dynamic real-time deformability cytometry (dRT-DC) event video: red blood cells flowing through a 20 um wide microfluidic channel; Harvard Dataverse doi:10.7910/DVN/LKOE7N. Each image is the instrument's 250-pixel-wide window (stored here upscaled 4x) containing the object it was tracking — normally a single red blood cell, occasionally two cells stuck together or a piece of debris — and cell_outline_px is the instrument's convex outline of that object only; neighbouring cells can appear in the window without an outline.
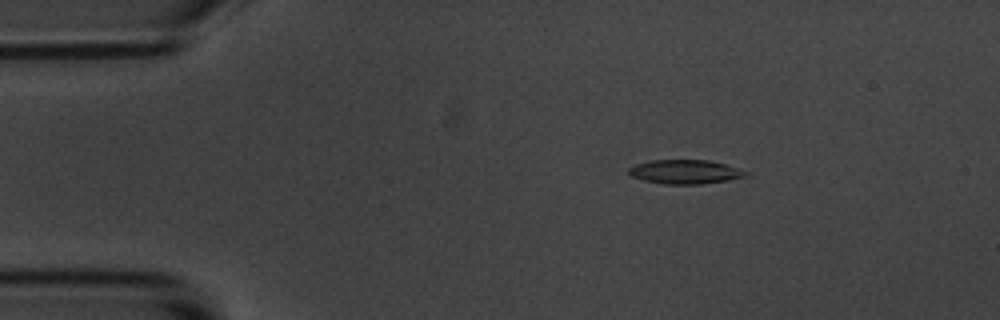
{"species": "common noctule bat (a hibernating species)", "species_latin": "Nyctalus noctula", "temperature_condition": "room temperature", "stored_images_in_passage": 5, "camera_frame_rate_fps": 3000, "um_per_image_px": 0.085, "animal": {"sex": "male", "body_mass_g": 20.1, "forearm_length_mm": 53.5}, "frame": {"image": 1, "passage_image": 3, "time_ms": 2.333, "image_size_px": [1000, 320], "cell_outline_px": [[752, 172], [748, 176], [728, 180], [700, 184], [664, 184], [644, 180], [632, 176], [628, 172], [628, 168], [636, 164], [652, 160], [708, 160], [724, 164]], "centroid_in_image_um": [58.28, 14.6], "position_along_channel_um": 26.7, "area_um2": 16.42}}
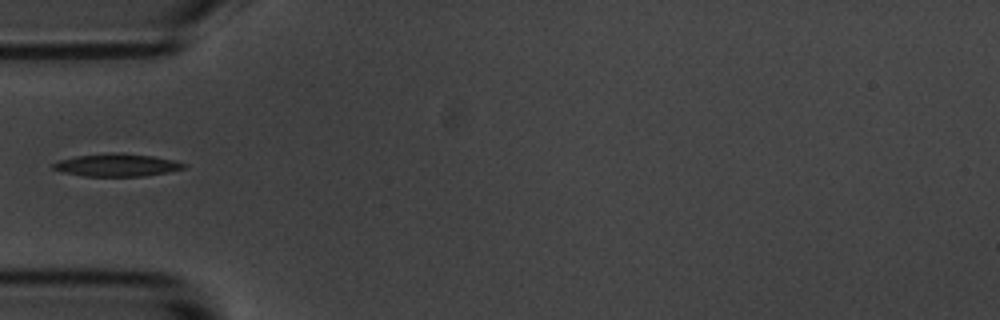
{"frame": {"image": 2, "passage_image": 5, "time_ms": 5.333, "image_size_px": [1000, 320], "cell_outline_px": [[188, 164], [184, 168], [168, 172], [144, 176], [84, 176], [64, 172], [52, 168], [52, 164], [60, 160], [76, 156], [152, 156], [176, 160]], "centroid_in_image_um": [9.99, 14.09], "position_along_channel_um": 75.0, "area_um2": 16.07}}